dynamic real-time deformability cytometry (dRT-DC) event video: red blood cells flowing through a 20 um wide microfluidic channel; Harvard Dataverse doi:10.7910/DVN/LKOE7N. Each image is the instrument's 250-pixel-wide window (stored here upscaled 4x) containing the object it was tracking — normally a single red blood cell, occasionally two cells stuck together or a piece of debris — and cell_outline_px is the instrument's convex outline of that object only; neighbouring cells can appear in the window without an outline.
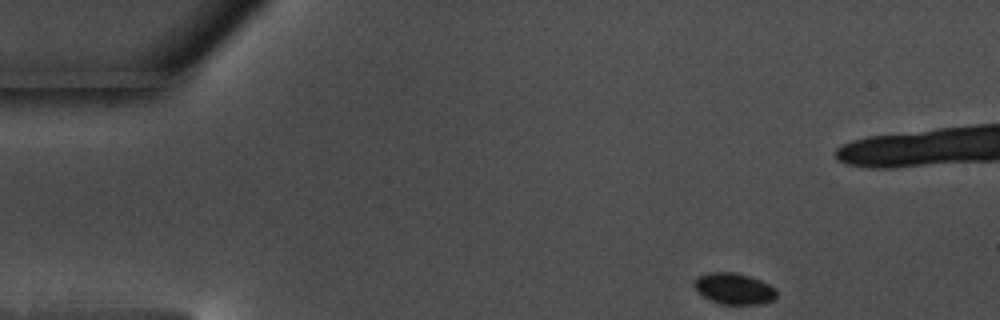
{"species": "common noctule bat (a hibernating species)", "species_latin": "Nyctalus noctula", "temperature_condition": "warm", "stored_images_in_passage": 53, "camera_frame_rate_fps": 3000, "um_per_image_px": 0.085, "animal": {"sex": "male", "body_mass_g": 17.5, "forearm_length_mm": 52.3}, "frame": {"image": 1, "passage_image": 1, "time_ms": 0.0, "image_size_px": [1000, 320], "cell_outline_px": [[776, 296], [772, 300], [760, 304], [720, 304], [704, 296], [692, 284], [696, 276], [712, 272], [736, 272], [760, 280], [776, 288]], "centroid_in_image_um": [62.39, 24.52], "position_along_channel_um": 22.6, "area_um2": 14.85}}
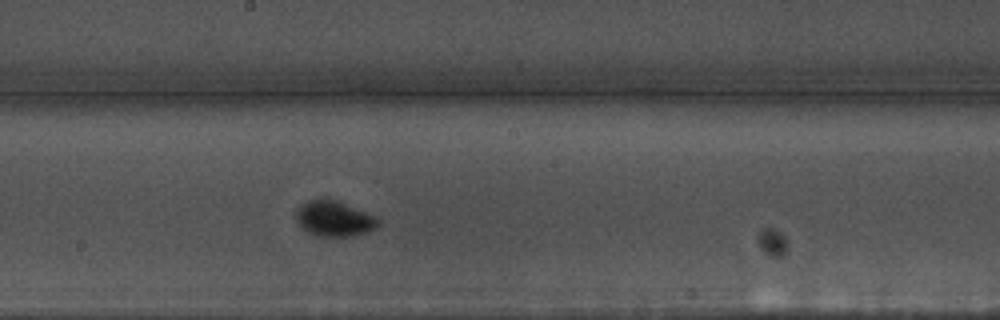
{"frame": {"image": 2, "passage_image": 25, "time_ms": 8.0, "image_size_px": [1000, 320], "cell_outline_px": [[380, 224], [376, 228], [368, 232], [352, 236], [316, 236], [304, 232], [296, 220], [296, 208], [308, 200], [336, 200], [376, 216], [380, 220]], "centroid_in_image_um": [28.4, 18.61], "position_along_channel_um": 219.8, "area_um2": 17.05}}
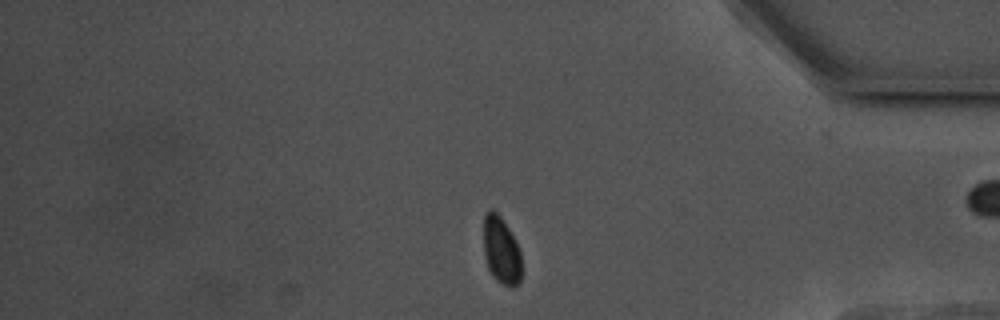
{"frame": {"image": 3, "passage_image": 42, "time_ms": 13.667, "image_size_px": [1000, 320], "cell_outline_px": [[520, 284], [512, 288], [496, 280], [492, 276], [488, 268], [484, 256], [484, 216], [492, 208], [500, 216], [508, 228], [520, 252]], "centroid_in_image_um": [42.59, 21.32], "position_along_channel_um": 392.6, "area_um2": 14.68}, "authors_computed_cell_mechanics": {"area_um2": 15.895, "velocity_mm_per_s": 3.4992, "shape_relaxation_time_tau1_ms": 1.4318, "shape_relaxation_time_tau2_ms": null, "deformation_change_tau1": 0.0661, "deformation_change_tau2": null}}